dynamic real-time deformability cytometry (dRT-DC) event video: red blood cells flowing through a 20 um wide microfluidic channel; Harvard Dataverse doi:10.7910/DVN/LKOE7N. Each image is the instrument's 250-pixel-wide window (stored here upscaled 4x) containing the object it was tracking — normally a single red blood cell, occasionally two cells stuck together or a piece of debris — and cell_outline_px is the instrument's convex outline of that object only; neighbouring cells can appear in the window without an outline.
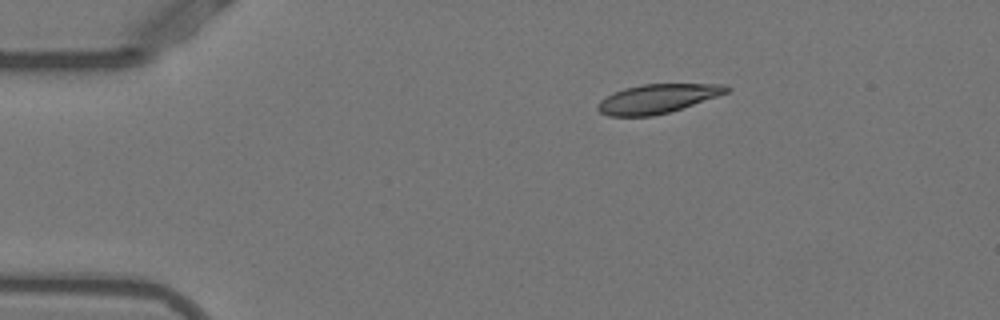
{"species": "Egyptian fruit bat (a non-hibernating species)", "species_latin": "Rousettus aegyptiacus", "temperature_condition": "warm", "stored_images_in_passage": 44, "camera_frame_rate_fps": 3000, "um_per_image_px": 0.085, "animal": {"sex": "female"}, "frame": {"image": 1, "passage_image": 1, "time_ms": 0.0, "image_size_px": [1000, 320], "cell_outline_px": [[732, 88], [728, 92], [668, 112], [652, 116], [608, 116], [600, 112], [596, 108], [600, 100], [624, 88], [644, 84], [728, 84]], "centroid_in_image_um": [55.88, 8.38], "position_along_channel_um": 29.1, "area_um2": 21.44}}
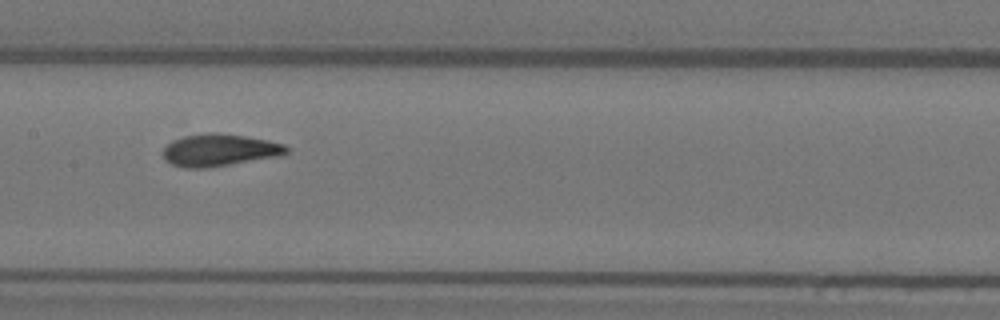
{"frame": {"image": 2, "passage_image": 18, "time_ms": 5.667, "image_size_px": [1000, 320], "cell_outline_px": [[288, 152], [280, 156], [204, 168], [184, 168], [172, 164], [164, 160], [160, 152], [172, 140], [184, 136], [204, 132], [216, 132], [244, 136], [268, 140], [284, 144], [288, 148]], "centroid_in_image_um": [18.6, 12.75], "position_along_channel_um": 188.8, "area_um2": 23.29}}
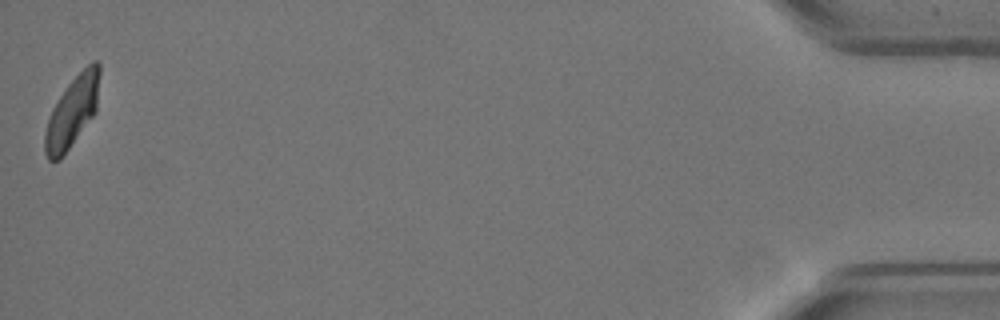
{"frame": {"image": 3, "passage_image": 44, "time_ms": 14.333, "image_size_px": [1000, 320], "cell_outline_px": [[100, 72], [96, 112], [60, 160], [48, 160], [44, 152], [44, 132], [52, 108], [68, 84], [92, 60], [96, 60], [100, 64]], "centroid_in_image_um": [6.14, 9.51], "position_along_channel_um": 429.1, "area_um2": 22.37}, "authors_computed_cell_mechanics": {"area_um2": 23.0622, "velocity_mm_per_s": 3.849, "shape_relaxation_time_tau1_ms": 3.1589, "shape_relaxation_time_tau2_ms": 0.8466, "deformation_change_tau1": 0.1544, "deformation_change_tau2": 0.047}}